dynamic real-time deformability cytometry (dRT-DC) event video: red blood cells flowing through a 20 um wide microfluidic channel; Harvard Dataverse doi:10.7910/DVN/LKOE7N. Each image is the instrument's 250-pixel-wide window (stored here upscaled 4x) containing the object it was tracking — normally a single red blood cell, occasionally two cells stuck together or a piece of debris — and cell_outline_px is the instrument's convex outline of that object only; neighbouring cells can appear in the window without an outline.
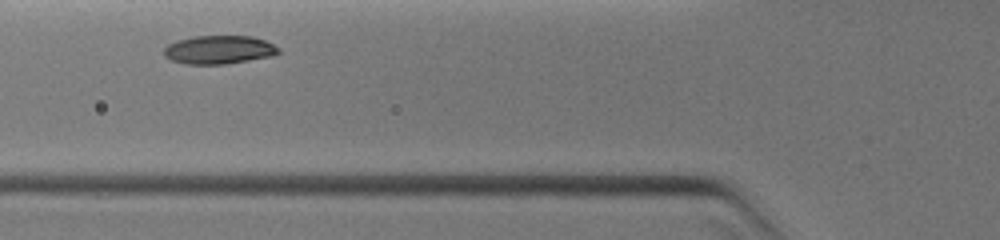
{"species": "common noctule bat (a hibernating species)", "species_latin": "Nyctalus noctula", "temperature_condition": "warm", "stored_images_in_passage": 4, "camera_frame_rate_fps": 3000, "um_per_image_px": 0.085, "animal": {"sex": "female", "body_mass_g": 19.0, "forearm_length_mm": 51.5}, "frame": {"image": 1, "passage_image": 2, "time_ms": 0.667, "image_size_px": [1000, 240], "cell_outline_px": [[280, 52], [272, 56], [224, 64], [184, 64], [172, 60], [164, 56], [164, 48], [168, 44], [176, 40], [192, 36], [252, 36], [264, 40], [280, 48]], "centroid_in_image_um": [18.59, 4.22], "position_along_channel_um": 107.2, "area_um2": 19.02}}